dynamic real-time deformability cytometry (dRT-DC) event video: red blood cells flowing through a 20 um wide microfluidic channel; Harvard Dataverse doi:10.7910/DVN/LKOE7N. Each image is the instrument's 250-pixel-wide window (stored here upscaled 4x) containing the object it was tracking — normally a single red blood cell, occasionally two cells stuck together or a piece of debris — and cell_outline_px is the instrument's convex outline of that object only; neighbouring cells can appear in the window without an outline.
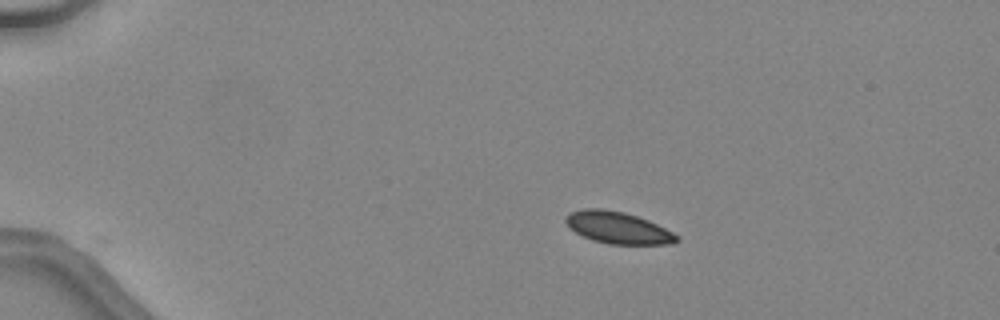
{"species": "common noctule bat (a hibernating species)", "species_latin": "Nyctalus noctula", "temperature_condition": "warm", "stored_images_in_passage": 38, "camera_frame_rate_fps": 3000, "um_per_image_px": 0.085, "animal": {"sex": "female", "body_mass_g": 24.6, "forearm_length_mm": 56.2}, "frame": {"image": 1, "passage_image": 1, "time_ms": 0.0, "image_size_px": [1000, 320], "cell_outline_px": [[680, 240], [672, 244], [608, 244], [592, 240], [568, 228], [564, 220], [568, 212], [584, 208], [600, 208], [624, 212], [648, 220], [680, 236]], "centroid_in_image_um": [52.5, 19.35], "position_along_channel_um": 32.5, "area_um2": 20.69}}
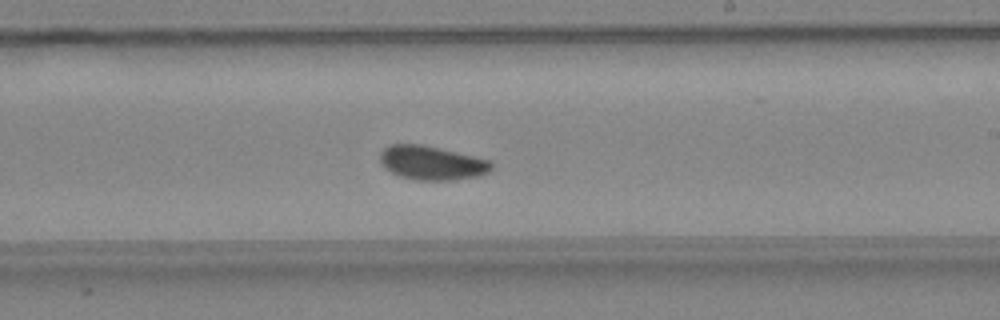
{"frame": {"image": 2, "passage_image": 21, "time_ms": 6.667, "image_size_px": [1000, 320], "cell_outline_px": [[492, 168], [488, 172], [480, 176], [452, 180], [416, 180], [400, 176], [384, 168], [380, 164], [380, 152], [388, 144], [420, 144], [492, 160]], "centroid_in_image_um": [36.69, 13.85], "position_along_channel_um": 252.3, "area_um2": 22.14}}
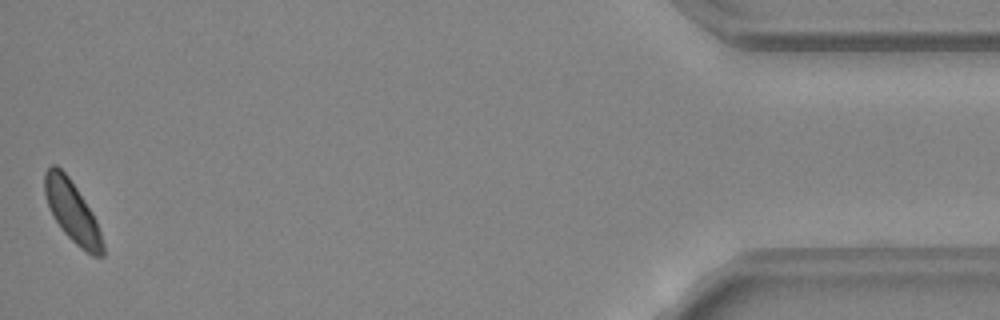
{"frame": {"image": 3, "passage_image": 38, "time_ms": 12.333, "image_size_px": [1000, 320], "cell_outline_px": [[104, 256], [92, 256], [80, 248], [60, 228], [52, 216], [44, 192], [44, 172], [52, 164], [56, 164], [68, 176], [92, 212], [96, 220], [104, 244]], "centroid_in_image_um": [6.13, 18.0], "position_along_channel_um": 429.1, "area_um2": 20.58}, "authors_computed_cell_mechanics": {"area_um2": 21.386, "velocity_mm_per_s": 4.5137, "shape_relaxation_time_tau1_ms": 6.3374, "shape_relaxation_time_tau2_ms": null, "deformation_change_tau1": 0.0894, "deformation_change_tau2": null}}